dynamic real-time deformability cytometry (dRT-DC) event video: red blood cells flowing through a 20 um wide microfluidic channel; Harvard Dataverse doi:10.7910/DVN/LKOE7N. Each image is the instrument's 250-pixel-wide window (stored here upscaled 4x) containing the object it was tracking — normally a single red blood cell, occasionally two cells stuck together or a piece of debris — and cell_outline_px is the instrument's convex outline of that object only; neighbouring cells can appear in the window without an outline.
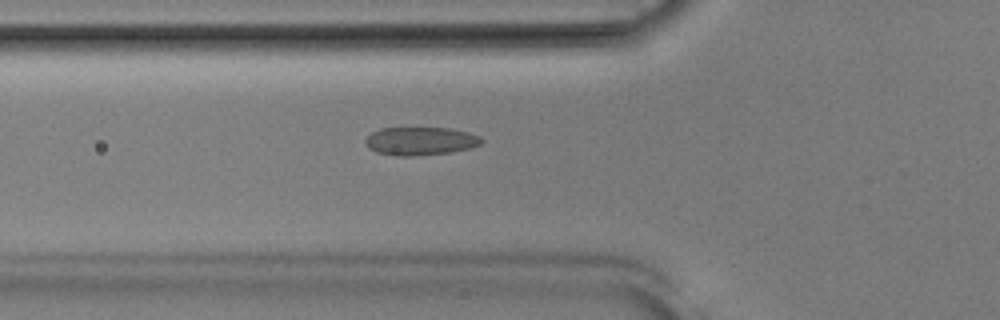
{"species": "Egyptian fruit bat (a non-hibernating species)", "species_latin": "Rousettus aegyptiacus", "temperature_condition": "room temperature", "stored_images_in_passage": 36, "camera_frame_rate_fps": 3000, "um_per_image_px": 0.085, "animal": {"sex": "male"}, "frame": {"image": 1, "passage_image": 2, "time_ms": 0.333, "image_size_px": [1000, 320], "cell_outline_px": [[484, 140], [480, 144], [468, 148], [452, 152], [412, 156], [396, 156], [376, 152], [368, 148], [364, 140], [372, 132], [380, 128], [448, 128], [468, 132], [480, 136]], "centroid_in_image_um": [35.71, 11.99], "position_along_channel_um": 90.1, "area_um2": 19.07}}
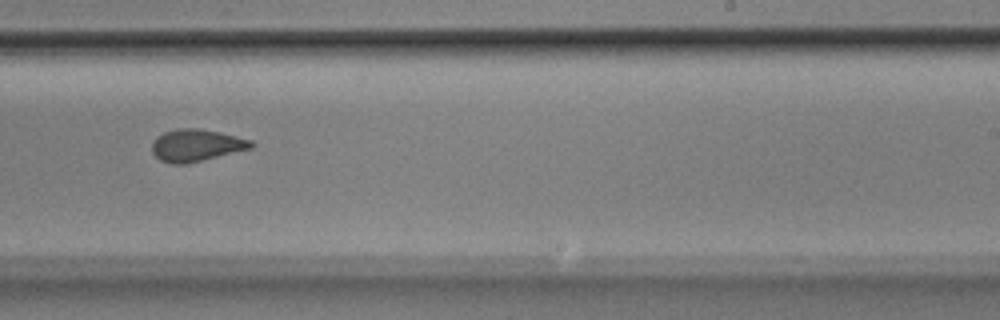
{"frame": {"image": 2, "passage_image": 16, "time_ms": 5.0, "image_size_px": [1000, 320], "cell_outline_px": [[256, 144], [252, 148], [184, 164], [172, 164], [160, 160], [152, 152], [152, 144], [156, 136], [164, 132], [176, 128], [200, 128], [220, 132], [252, 140]], "centroid_in_image_um": [16.68, 12.33], "position_along_channel_um": 272.3, "area_um2": 18.55}}
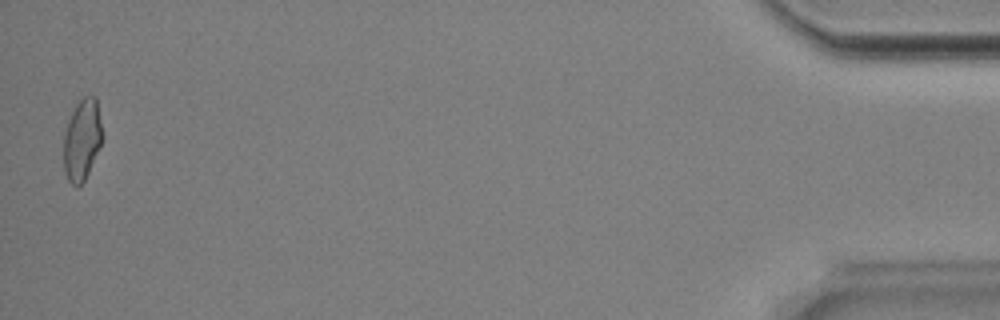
{"frame": {"image": 3, "passage_image": 35, "time_ms": 11.333, "image_size_px": [1000, 320], "cell_outline_px": [[104, 140], [84, 180], [80, 184], [72, 184], [68, 180], [64, 172], [64, 136], [68, 120], [76, 104], [84, 96], [96, 96], [104, 136]], "centroid_in_image_um": [7.0, 11.84], "position_along_channel_um": 428.2, "area_um2": 18.38}}